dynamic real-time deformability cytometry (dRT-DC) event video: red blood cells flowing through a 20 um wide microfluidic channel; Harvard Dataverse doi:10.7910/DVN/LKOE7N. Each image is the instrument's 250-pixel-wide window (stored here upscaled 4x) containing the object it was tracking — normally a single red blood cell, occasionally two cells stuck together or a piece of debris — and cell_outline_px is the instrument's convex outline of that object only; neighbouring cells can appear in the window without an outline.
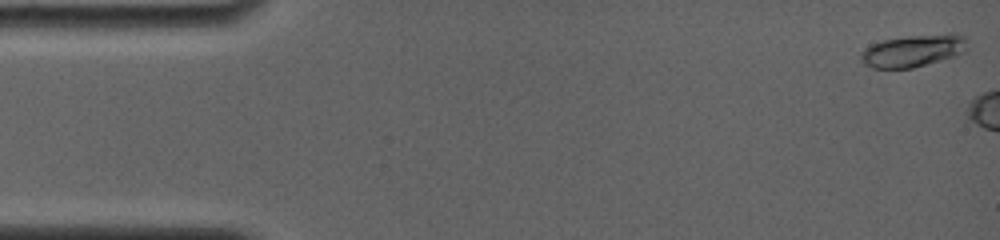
{"species": "common noctule bat (a hibernating species)", "species_latin": "Nyctalus noctula", "temperature_condition": "room temperature", "stored_images_in_passage": 3, "camera_frame_rate_fps": 4000, "um_per_image_px": 0.085, "animal": {"sex": "female", "body_mass_g": 19.0, "forearm_length_mm": 56.7}, "frame": {"image": 1, "passage_image": 1, "time_ms": 0.0, "image_size_px": [1000, 240], "cell_outline_px": [[964, 52], [956, 56], [912, 68], [872, 68], [864, 64], [860, 60], [860, 52], [864, 48], [872, 44], [884, 40], [908, 36], [948, 32], [956, 32], [964, 36]], "centroid_in_image_um": [77.59, 4.3], "position_along_channel_um": 7.4, "area_um2": 20.11}}